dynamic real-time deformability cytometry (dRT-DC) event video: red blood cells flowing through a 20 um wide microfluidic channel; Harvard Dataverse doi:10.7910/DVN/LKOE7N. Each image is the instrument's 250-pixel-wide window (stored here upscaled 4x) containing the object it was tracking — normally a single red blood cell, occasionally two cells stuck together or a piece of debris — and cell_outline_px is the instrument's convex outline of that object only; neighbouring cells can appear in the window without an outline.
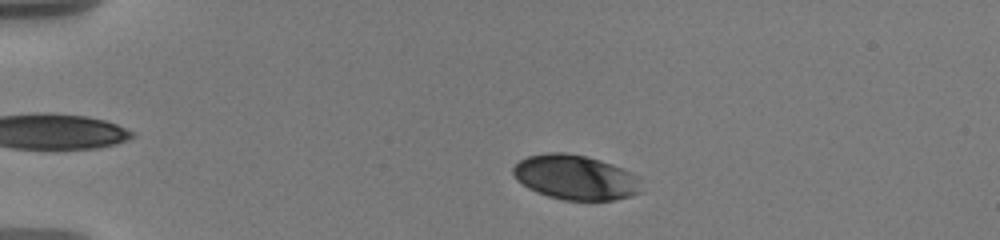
{"species": "human", "species_latin": "Homo sapiens", "temperature_condition": "warm", "stored_images_in_passage": 23, "camera_frame_rate_fps": 3000, "um_per_image_px": 0.085, "donor": {"sex": "male"}, "frame": {"image": 1, "passage_image": 10, "time_ms": 2.333, "image_size_px": [1000, 240], "cell_outline_px": [[640, 192], [632, 196], [616, 200], [564, 200], [548, 196], [536, 192], [528, 188], [516, 180], [512, 172], [512, 168], [520, 160], [528, 156], [552, 152], [564, 152], [584, 156], [600, 160], [624, 168], [640, 176]], "centroid_in_image_um": [48.93, 15.08], "position_along_channel_um": 36.1, "area_um2": 33.64}}
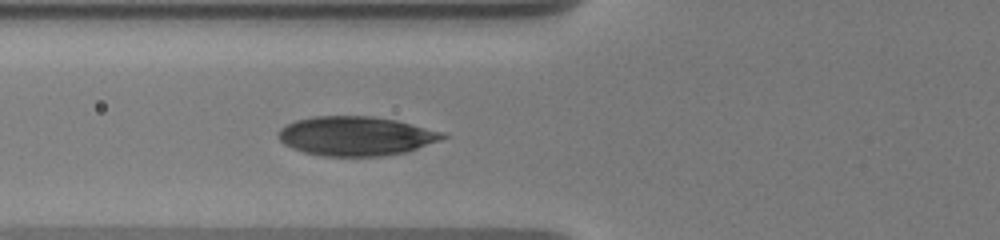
{"frame": {"image": 2, "passage_image": 20, "time_ms": 5.667, "image_size_px": [1000, 240], "cell_outline_px": [[448, 136], [440, 140], [408, 152], [380, 156], [320, 156], [304, 152], [292, 148], [284, 144], [276, 136], [280, 128], [296, 120], [312, 116], [372, 116], [396, 120], [444, 132]], "centroid_in_image_um": [30.24, 11.56], "position_along_channel_um": 95.6, "area_um2": 37.74}}